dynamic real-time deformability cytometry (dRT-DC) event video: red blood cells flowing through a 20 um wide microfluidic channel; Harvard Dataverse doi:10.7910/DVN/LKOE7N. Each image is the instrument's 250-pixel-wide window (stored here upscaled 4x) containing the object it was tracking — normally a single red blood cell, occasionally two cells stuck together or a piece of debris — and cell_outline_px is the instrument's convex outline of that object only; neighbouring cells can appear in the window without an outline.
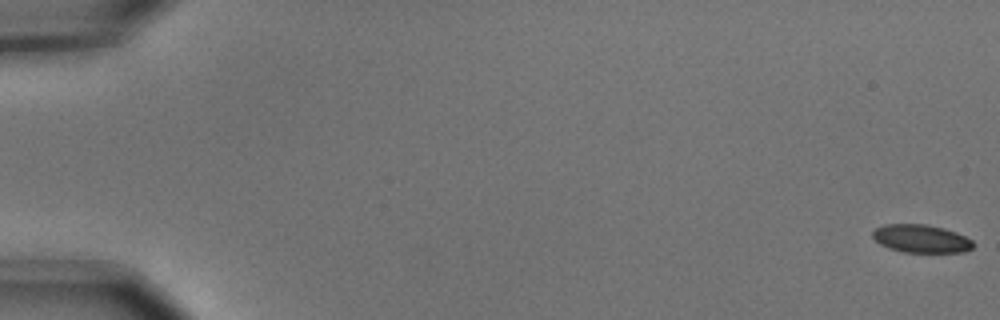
{"species": "common noctule bat (a hibernating species)", "species_latin": "Nyctalus noctula", "temperature_condition": "cold", "stored_images_in_passage": 5, "camera_frame_rate_fps": 3000, "um_per_image_px": 0.085, "animal": {"sex": "male", "body_mass_g": 15.6}, "frame": {"image": 1, "passage_image": 1, "time_ms": 0.0, "image_size_px": [1000, 320], "cell_outline_px": [[976, 244], [972, 248], [964, 252], [904, 252], [888, 248], [880, 244], [872, 236], [872, 232], [876, 228], [884, 224], [928, 224], [944, 228], [956, 232], [972, 240]], "centroid_in_image_um": [78.31, 20.28], "position_along_channel_um": 6.7, "area_um2": 16.53}}
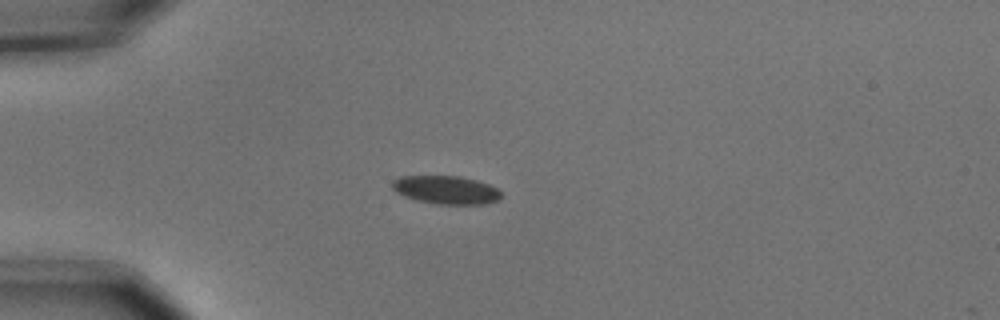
{"frame": {"image": 2, "passage_image": 5, "time_ms": 1.333, "image_size_px": [1000, 320], "cell_outline_px": [[500, 200], [488, 204], [440, 204], [416, 200], [404, 196], [396, 192], [392, 188], [392, 180], [400, 176], [460, 176], [476, 180], [488, 184], [496, 188], [500, 192]], "centroid_in_image_um": [37.91, 16.14], "position_along_channel_um": 47.1, "area_um2": 17.98}}